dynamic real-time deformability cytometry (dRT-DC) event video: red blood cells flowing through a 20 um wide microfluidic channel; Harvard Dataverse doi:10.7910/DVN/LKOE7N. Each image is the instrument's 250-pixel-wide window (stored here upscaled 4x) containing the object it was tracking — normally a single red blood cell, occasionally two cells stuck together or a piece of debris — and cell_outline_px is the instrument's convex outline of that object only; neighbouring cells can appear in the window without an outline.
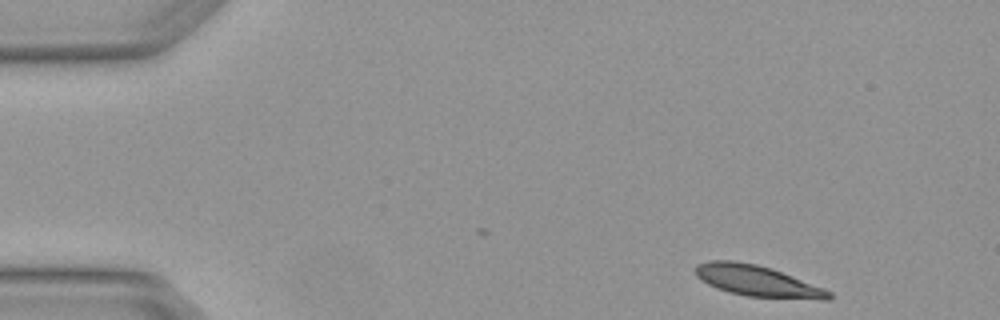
{"species": "Egyptian fruit bat (a non-hibernating species)", "species_latin": "Rousettus aegyptiacus", "temperature_condition": "warm", "stored_images_in_passage": 3, "camera_frame_rate_fps": 3000, "um_per_image_px": 0.085, "animal": {"sex": "female"}, "frame": {"image": 1, "passage_image": 1, "time_ms": 0.0, "image_size_px": [1000, 320], "cell_outline_px": [[832, 296], [828, 300], [820, 300], [748, 296], [728, 292], [716, 288], [708, 284], [696, 276], [692, 268], [696, 264], [708, 260], [732, 260], [756, 264], [772, 268], [824, 288], [832, 292]], "centroid_in_image_um": [64.34, 23.87], "position_along_channel_um": 20.7, "area_um2": 24.39}}